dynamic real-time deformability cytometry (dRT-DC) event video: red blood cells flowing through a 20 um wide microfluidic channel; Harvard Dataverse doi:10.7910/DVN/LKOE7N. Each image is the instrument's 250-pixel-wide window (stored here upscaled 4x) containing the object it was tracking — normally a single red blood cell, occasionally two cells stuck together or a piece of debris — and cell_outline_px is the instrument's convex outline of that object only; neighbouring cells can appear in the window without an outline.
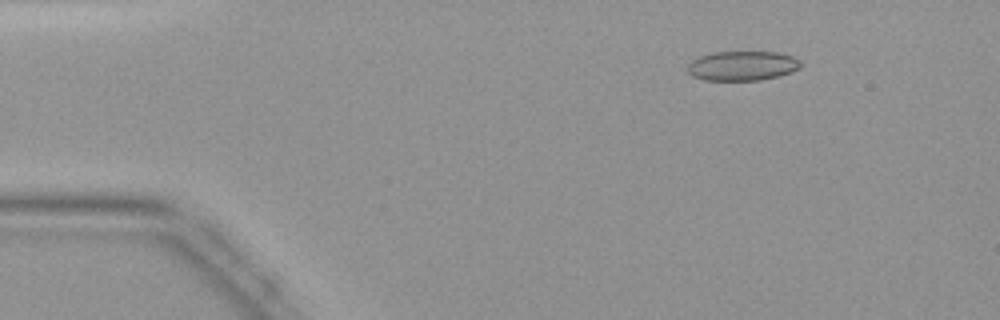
{"species": "common noctule bat (a hibernating species)", "species_latin": "Nyctalus noctula", "temperature_condition": "warm", "stored_images_in_passage": 44, "camera_frame_rate_fps": 3000, "um_per_image_px": 0.085, "animal": {"sex": "female", "body_mass_g": 19.9}, "frame": {"image": 1, "passage_image": 6, "time_ms": 1.667, "image_size_px": [1000, 320], "cell_outline_px": [[804, 64], [800, 68], [792, 72], [780, 76], [760, 80], [704, 80], [692, 76], [688, 72], [688, 64], [692, 60], [700, 56], [712, 52], [776, 52], [792, 56], [800, 60]], "centroid_in_image_um": [63.13, 5.59], "position_along_channel_um": 21.9, "area_um2": 19.65}}
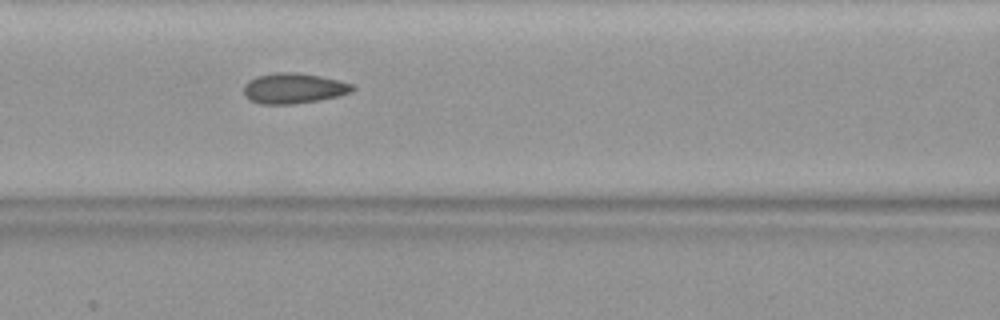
{"frame": {"image": 2, "passage_image": 19, "time_ms": 6.0, "image_size_px": [1000, 320], "cell_outline_px": [[356, 88], [352, 92], [336, 96], [316, 100], [292, 104], [260, 104], [248, 100], [244, 96], [244, 84], [248, 80], [256, 76], [276, 72], [296, 72], [320, 76], [340, 80], [352, 84]], "centroid_in_image_um": [24.92, 7.5], "position_along_channel_um": 141.7, "area_um2": 19.36}}
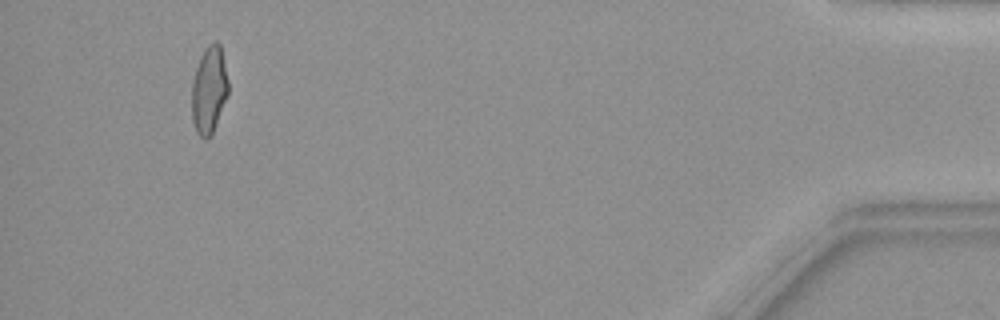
{"frame": {"image": 3, "passage_image": 42, "time_ms": 13.667, "image_size_px": [1000, 320], "cell_outline_px": [[228, 96], [212, 136], [204, 140], [196, 132], [192, 120], [192, 80], [200, 56], [204, 48], [208, 44], [216, 40], [220, 44], [228, 80]], "centroid_in_image_um": [17.77, 7.67], "position_along_channel_um": 417.4, "area_um2": 18.9}}